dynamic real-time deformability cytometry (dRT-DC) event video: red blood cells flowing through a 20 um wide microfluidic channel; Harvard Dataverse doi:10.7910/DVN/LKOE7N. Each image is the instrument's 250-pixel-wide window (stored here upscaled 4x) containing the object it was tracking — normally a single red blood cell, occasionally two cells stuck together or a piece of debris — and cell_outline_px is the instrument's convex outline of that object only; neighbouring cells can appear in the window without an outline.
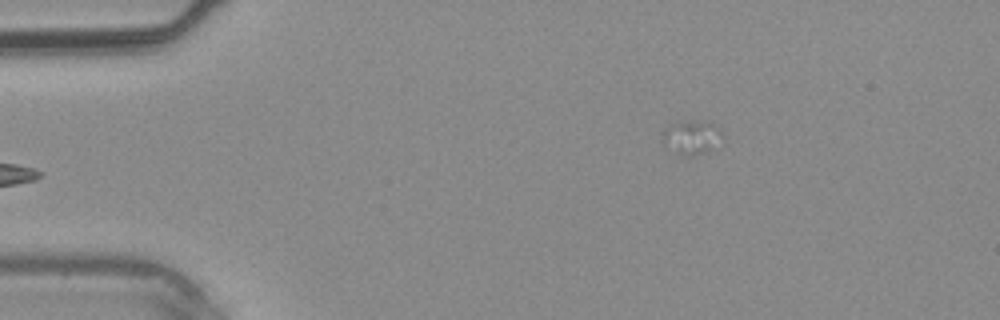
{"species": "common noctule bat (a hibernating species)", "species_latin": "Nyctalus noctula", "temperature_condition": "warm", "stored_images_in_passage": 4, "segment_of_instrument_passage": [2, 2], "camera_frame_rate_fps": 3000, "um_per_image_px": 0.085, "animal": {"sex": "male", "body_mass_g": 20.4}, "frame": {"image": 1, "passage_image": 4, "time_ms": 3.333, "image_size_px": [1000, 320], "cell_outline_px": [[724, 140], [708, 152], [692, 156], [676, 152], [660, 144], [660, 140], [664, 132], [676, 120], [696, 120], [712, 124], [720, 128], [724, 136]], "centroid_in_image_um": [58.81, 11.66], "position_along_channel_um": 26.2, "area_um2": 12.2}}